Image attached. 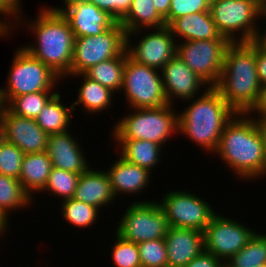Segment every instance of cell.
<instances>
[{"label": "cell", "instance_id": "1", "mask_svg": "<svg viewBox=\"0 0 266 267\" xmlns=\"http://www.w3.org/2000/svg\"><path fill=\"white\" fill-rule=\"evenodd\" d=\"M214 154L241 181L266 177L265 139L259 122L249 114L236 113L225 125Z\"/></svg>", "mask_w": 266, "mask_h": 267}, {"label": "cell", "instance_id": "2", "mask_svg": "<svg viewBox=\"0 0 266 267\" xmlns=\"http://www.w3.org/2000/svg\"><path fill=\"white\" fill-rule=\"evenodd\" d=\"M215 88L236 113H250L261 92L257 76L255 41L231 42L228 45L221 76Z\"/></svg>", "mask_w": 266, "mask_h": 267}, {"label": "cell", "instance_id": "3", "mask_svg": "<svg viewBox=\"0 0 266 267\" xmlns=\"http://www.w3.org/2000/svg\"><path fill=\"white\" fill-rule=\"evenodd\" d=\"M35 20L28 22L35 43L22 46L61 79L71 75L75 36L69 22L55 6H43ZM66 76V77H65Z\"/></svg>", "mask_w": 266, "mask_h": 267}, {"label": "cell", "instance_id": "4", "mask_svg": "<svg viewBox=\"0 0 266 267\" xmlns=\"http://www.w3.org/2000/svg\"><path fill=\"white\" fill-rule=\"evenodd\" d=\"M198 98L186 100L188 107L178 112V134L186 136L204 151L215 153L225 125L236 112L215 87L203 90Z\"/></svg>", "mask_w": 266, "mask_h": 267}, {"label": "cell", "instance_id": "5", "mask_svg": "<svg viewBox=\"0 0 266 267\" xmlns=\"http://www.w3.org/2000/svg\"><path fill=\"white\" fill-rule=\"evenodd\" d=\"M167 104L157 108L131 109L112 128L114 140H147L161 145L178 133V111ZM132 110H134L132 112Z\"/></svg>", "mask_w": 266, "mask_h": 267}, {"label": "cell", "instance_id": "6", "mask_svg": "<svg viewBox=\"0 0 266 267\" xmlns=\"http://www.w3.org/2000/svg\"><path fill=\"white\" fill-rule=\"evenodd\" d=\"M209 11L219 33L230 42L255 41L257 22L266 12L255 0H211Z\"/></svg>", "mask_w": 266, "mask_h": 267}, {"label": "cell", "instance_id": "7", "mask_svg": "<svg viewBox=\"0 0 266 267\" xmlns=\"http://www.w3.org/2000/svg\"><path fill=\"white\" fill-rule=\"evenodd\" d=\"M19 47L11 62L5 84L7 86L1 88L6 103L23 94L58 92L53 89L63 80L43 62L34 58L23 47Z\"/></svg>", "mask_w": 266, "mask_h": 267}, {"label": "cell", "instance_id": "8", "mask_svg": "<svg viewBox=\"0 0 266 267\" xmlns=\"http://www.w3.org/2000/svg\"><path fill=\"white\" fill-rule=\"evenodd\" d=\"M121 91L132 109L157 108L168 104L161 71L136 62L127 50Z\"/></svg>", "mask_w": 266, "mask_h": 267}, {"label": "cell", "instance_id": "9", "mask_svg": "<svg viewBox=\"0 0 266 267\" xmlns=\"http://www.w3.org/2000/svg\"><path fill=\"white\" fill-rule=\"evenodd\" d=\"M115 232L133 243L164 238L169 224L158 201L130 202Z\"/></svg>", "mask_w": 266, "mask_h": 267}, {"label": "cell", "instance_id": "10", "mask_svg": "<svg viewBox=\"0 0 266 267\" xmlns=\"http://www.w3.org/2000/svg\"><path fill=\"white\" fill-rule=\"evenodd\" d=\"M126 49V33L117 21L96 36L75 37L71 75L81 74L91 66L119 56Z\"/></svg>", "mask_w": 266, "mask_h": 267}, {"label": "cell", "instance_id": "11", "mask_svg": "<svg viewBox=\"0 0 266 267\" xmlns=\"http://www.w3.org/2000/svg\"><path fill=\"white\" fill-rule=\"evenodd\" d=\"M228 39L190 40L177 42V55L209 87H215L223 69Z\"/></svg>", "mask_w": 266, "mask_h": 267}, {"label": "cell", "instance_id": "12", "mask_svg": "<svg viewBox=\"0 0 266 267\" xmlns=\"http://www.w3.org/2000/svg\"><path fill=\"white\" fill-rule=\"evenodd\" d=\"M159 205L165 212L169 227L204 231L216 214L212 206L193 192L168 191Z\"/></svg>", "mask_w": 266, "mask_h": 267}, {"label": "cell", "instance_id": "13", "mask_svg": "<svg viewBox=\"0 0 266 267\" xmlns=\"http://www.w3.org/2000/svg\"><path fill=\"white\" fill-rule=\"evenodd\" d=\"M143 30L126 33L127 53L136 62L161 70L176 55L178 39H175L168 26L153 28V31L150 29L151 32L146 29L148 33L144 35ZM138 33H141V38L133 45L131 38L133 35L136 38Z\"/></svg>", "mask_w": 266, "mask_h": 267}, {"label": "cell", "instance_id": "14", "mask_svg": "<svg viewBox=\"0 0 266 267\" xmlns=\"http://www.w3.org/2000/svg\"><path fill=\"white\" fill-rule=\"evenodd\" d=\"M255 233L242 222L216 213L203 231L204 250L225 262L238 253Z\"/></svg>", "mask_w": 266, "mask_h": 267}, {"label": "cell", "instance_id": "15", "mask_svg": "<svg viewBox=\"0 0 266 267\" xmlns=\"http://www.w3.org/2000/svg\"><path fill=\"white\" fill-rule=\"evenodd\" d=\"M56 8L69 22L75 37L96 36L111 28L117 20L108 12L85 0H63Z\"/></svg>", "mask_w": 266, "mask_h": 267}, {"label": "cell", "instance_id": "16", "mask_svg": "<svg viewBox=\"0 0 266 267\" xmlns=\"http://www.w3.org/2000/svg\"><path fill=\"white\" fill-rule=\"evenodd\" d=\"M160 71L168 104L174 105L175 98L184 101L193 99L200 96L198 92L203 87L209 88L177 54Z\"/></svg>", "mask_w": 266, "mask_h": 267}, {"label": "cell", "instance_id": "17", "mask_svg": "<svg viewBox=\"0 0 266 267\" xmlns=\"http://www.w3.org/2000/svg\"><path fill=\"white\" fill-rule=\"evenodd\" d=\"M2 122L5 141L18 147L24 154L46 151L48 134L35 119L17 116L7 108Z\"/></svg>", "mask_w": 266, "mask_h": 267}, {"label": "cell", "instance_id": "18", "mask_svg": "<svg viewBox=\"0 0 266 267\" xmlns=\"http://www.w3.org/2000/svg\"><path fill=\"white\" fill-rule=\"evenodd\" d=\"M72 132L49 134L46 152L52 161V166L76 174L84 173L89 166L80 142L71 136Z\"/></svg>", "mask_w": 266, "mask_h": 267}, {"label": "cell", "instance_id": "19", "mask_svg": "<svg viewBox=\"0 0 266 267\" xmlns=\"http://www.w3.org/2000/svg\"><path fill=\"white\" fill-rule=\"evenodd\" d=\"M168 267H185L204 250L203 232L169 227L164 237Z\"/></svg>", "mask_w": 266, "mask_h": 267}, {"label": "cell", "instance_id": "20", "mask_svg": "<svg viewBox=\"0 0 266 267\" xmlns=\"http://www.w3.org/2000/svg\"><path fill=\"white\" fill-rule=\"evenodd\" d=\"M73 198L99 210L116 200L107 172L90 167L80 174Z\"/></svg>", "mask_w": 266, "mask_h": 267}, {"label": "cell", "instance_id": "21", "mask_svg": "<svg viewBox=\"0 0 266 267\" xmlns=\"http://www.w3.org/2000/svg\"><path fill=\"white\" fill-rule=\"evenodd\" d=\"M108 170H105L110 178V183L115 196L139 194L150 185V175L148 169L135 164L128 163L121 156L111 163ZM122 193V194H121Z\"/></svg>", "mask_w": 266, "mask_h": 267}, {"label": "cell", "instance_id": "22", "mask_svg": "<svg viewBox=\"0 0 266 267\" xmlns=\"http://www.w3.org/2000/svg\"><path fill=\"white\" fill-rule=\"evenodd\" d=\"M168 27L178 41L227 39L216 28L210 11L186 14L174 19ZM182 38V40H181Z\"/></svg>", "mask_w": 266, "mask_h": 267}, {"label": "cell", "instance_id": "23", "mask_svg": "<svg viewBox=\"0 0 266 267\" xmlns=\"http://www.w3.org/2000/svg\"><path fill=\"white\" fill-rule=\"evenodd\" d=\"M52 161L46 151L24 154L19 181L24 190L34 199L41 192L52 169Z\"/></svg>", "mask_w": 266, "mask_h": 267}, {"label": "cell", "instance_id": "24", "mask_svg": "<svg viewBox=\"0 0 266 267\" xmlns=\"http://www.w3.org/2000/svg\"><path fill=\"white\" fill-rule=\"evenodd\" d=\"M71 76L81 77L83 79L82 84L77 89V99L72 102L74 111H76V106L81 104L83 105L81 108L91 115L109 109L113 97L116 95L112 90L91 80L84 73L69 75L67 77Z\"/></svg>", "mask_w": 266, "mask_h": 267}, {"label": "cell", "instance_id": "25", "mask_svg": "<svg viewBox=\"0 0 266 267\" xmlns=\"http://www.w3.org/2000/svg\"><path fill=\"white\" fill-rule=\"evenodd\" d=\"M120 150L119 156L128 163L148 169L151 173L162 159V146L147 140H114ZM121 147V148H120ZM161 152V153H160Z\"/></svg>", "mask_w": 266, "mask_h": 267}, {"label": "cell", "instance_id": "26", "mask_svg": "<svg viewBox=\"0 0 266 267\" xmlns=\"http://www.w3.org/2000/svg\"><path fill=\"white\" fill-rule=\"evenodd\" d=\"M61 98L60 92H57L35 119L38 126L48 135L69 131L68 127L71 126V120L74 118L72 104L66 107L61 102Z\"/></svg>", "mask_w": 266, "mask_h": 267}, {"label": "cell", "instance_id": "27", "mask_svg": "<svg viewBox=\"0 0 266 267\" xmlns=\"http://www.w3.org/2000/svg\"><path fill=\"white\" fill-rule=\"evenodd\" d=\"M119 23L124 27L125 33L166 26L165 19L157 12L153 0H132L129 11Z\"/></svg>", "mask_w": 266, "mask_h": 267}, {"label": "cell", "instance_id": "28", "mask_svg": "<svg viewBox=\"0 0 266 267\" xmlns=\"http://www.w3.org/2000/svg\"><path fill=\"white\" fill-rule=\"evenodd\" d=\"M34 199L24 190L21 182L10 176L0 174V215L9 222L14 210L32 206Z\"/></svg>", "mask_w": 266, "mask_h": 267}, {"label": "cell", "instance_id": "29", "mask_svg": "<svg viewBox=\"0 0 266 267\" xmlns=\"http://www.w3.org/2000/svg\"><path fill=\"white\" fill-rule=\"evenodd\" d=\"M125 63L126 49L117 57L91 66L84 74L114 93L121 92Z\"/></svg>", "mask_w": 266, "mask_h": 267}, {"label": "cell", "instance_id": "30", "mask_svg": "<svg viewBox=\"0 0 266 267\" xmlns=\"http://www.w3.org/2000/svg\"><path fill=\"white\" fill-rule=\"evenodd\" d=\"M266 264V234L256 232L249 242L225 261V267H255Z\"/></svg>", "mask_w": 266, "mask_h": 267}, {"label": "cell", "instance_id": "31", "mask_svg": "<svg viewBox=\"0 0 266 267\" xmlns=\"http://www.w3.org/2000/svg\"><path fill=\"white\" fill-rule=\"evenodd\" d=\"M61 214L64 221L77 228L91 227L96 223L99 209L74 198L61 200Z\"/></svg>", "mask_w": 266, "mask_h": 267}, {"label": "cell", "instance_id": "32", "mask_svg": "<svg viewBox=\"0 0 266 267\" xmlns=\"http://www.w3.org/2000/svg\"><path fill=\"white\" fill-rule=\"evenodd\" d=\"M56 93L57 92H36L23 94L21 96L14 97L8 103L7 108L17 116L36 119L47 102Z\"/></svg>", "mask_w": 266, "mask_h": 267}, {"label": "cell", "instance_id": "33", "mask_svg": "<svg viewBox=\"0 0 266 267\" xmlns=\"http://www.w3.org/2000/svg\"><path fill=\"white\" fill-rule=\"evenodd\" d=\"M80 174L52 167L47 183L42 192L61 197L62 200L73 198Z\"/></svg>", "mask_w": 266, "mask_h": 267}, {"label": "cell", "instance_id": "34", "mask_svg": "<svg viewBox=\"0 0 266 267\" xmlns=\"http://www.w3.org/2000/svg\"><path fill=\"white\" fill-rule=\"evenodd\" d=\"M115 235L111 249L114 267H141L138 244L122 238L116 232Z\"/></svg>", "mask_w": 266, "mask_h": 267}, {"label": "cell", "instance_id": "35", "mask_svg": "<svg viewBox=\"0 0 266 267\" xmlns=\"http://www.w3.org/2000/svg\"><path fill=\"white\" fill-rule=\"evenodd\" d=\"M141 267H168L165 239L138 243Z\"/></svg>", "mask_w": 266, "mask_h": 267}, {"label": "cell", "instance_id": "36", "mask_svg": "<svg viewBox=\"0 0 266 267\" xmlns=\"http://www.w3.org/2000/svg\"><path fill=\"white\" fill-rule=\"evenodd\" d=\"M24 153L12 143L0 145V174L19 180Z\"/></svg>", "mask_w": 266, "mask_h": 267}, {"label": "cell", "instance_id": "37", "mask_svg": "<svg viewBox=\"0 0 266 267\" xmlns=\"http://www.w3.org/2000/svg\"><path fill=\"white\" fill-rule=\"evenodd\" d=\"M210 2L211 0H171L170 10L165 18L166 26L183 15L209 11Z\"/></svg>", "mask_w": 266, "mask_h": 267}, {"label": "cell", "instance_id": "38", "mask_svg": "<svg viewBox=\"0 0 266 267\" xmlns=\"http://www.w3.org/2000/svg\"><path fill=\"white\" fill-rule=\"evenodd\" d=\"M21 5H22L21 0H0V16L1 15L4 16V17H2V16L0 17L1 18L0 19V28L4 32H7L10 34V33H12V31L14 29L19 27L18 26L19 23L22 22L21 21L22 16H20V15H23ZM3 18H5V19H3ZM8 18L9 19L11 18V21L8 20ZM13 20H14V22H12ZM14 25H15V27H14ZM16 25H17V27H16Z\"/></svg>", "mask_w": 266, "mask_h": 267}, {"label": "cell", "instance_id": "39", "mask_svg": "<svg viewBox=\"0 0 266 267\" xmlns=\"http://www.w3.org/2000/svg\"><path fill=\"white\" fill-rule=\"evenodd\" d=\"M93 3L99 9L108 12L117 21H120L129 11L132 0H85Z\"/></svg>", "mask_w": 266, "mask_h": 267}, {"label": "cell", "instance_id": "40", "mask_svg": "<svg viewBox=\"0 0 266 267\" xmlns=\"http://www.w3.org/2000/svg\"><path fill=\"white\" fill-rule=\"evenodd\" d=\"M185 267H225V262L214 256L213 254L203 250Z\"/></svg>", "mask_w": 266, "mask_h": 267}, {"label": "cell", "instance_id": "41", "mask_svg": "<svg viewBox=\"0 0 266 267\" xmlns=\"http://www.w3.org/2000/svg\"><path fill=\"white\" fill-rule=\"evenodd\" d=\"M257 76L261 87L266 86V51L255 42Z\"/></svg>", "mask_w": 266, "mask_h": 267}, {"label": "cell", "instance_id": "42", "mask_svg": "<svg viewBox=\"0 0 266 267\" xmlns=\"http://www.w3.org/2000/svg\"><path fill=\"white\" fill-rule=\"evenodd\" d=\"M252 112L255 116L251 114ZM249 115L253 116L258 122H266V86L261 87L259 100L255 107L250 111Z\"/></svg>", "mask_w": 266, "mask_h": 267}, {"label": "cell", "instance_id": "43", "mask_svg": "<svg viewBox=\"0 0 266 267\" xmlns=\"http://www.w3.org/2000/svg\"><path fill=\"white\" fill-rule=\"evenodd\" d=\"M157 12L165 19L168 16L171 0H153Z\"/></svg>", "mask_w": 266, "mask_h": 267}, {"label": "cell", "instance_id": "44", "mask_svg": "<svg viewBox=\"0 0 266 267\" xmlns=\"http://www.w3.org/2000/svg\"><path fill=\"white\" fill-rule=\"evenodd\" d=\"M265 17H266V12H265L263 18H265ZM255 42H256L262 49H264V50L266 51V29H265V31H262V33H261V30H260V32H259V34H258V36H257V38H256V40H255Z\"/></svg>", "mask_w": 266, "mask_h": 267}, {"label": "cell", "instance_id": "45", "mask_svg": "<svg viewBox=\"0 0 266 267\" xmlns=\"http://www.w3.org/2000/svg\"><path fill=\"white\" fill-rule=\"evenodd\" d=\"M5 102H6V99H5L3 91L1 90V87H0V120H2V118L5 114V111L7 110L8 104Z\"/></svg>", "mask_w": 266, "mask_h": 267}, {"label": "cell", "instance_id": "46", "mask_svg": "<svg viewBox=\"0 0 266 267\" xmlns=\"http://www.w3.org/2000/svg\"><path fill=\"white\" fill-rule=\"evenodd\" d=\"M5 141V135H4V125L2 120H0V145Z\"/></svg>", "mask_w": 266, "mask_h": 267}, {"label": "cell", "instance_id": "47", "mask_svg": "<svg viewBox=\"0 0 266 267\" xmlns=\"http://www.w3.org/2000/svg\"><path fill=\"white\" fill-rule=\"evenodd\" d=\"M259 125L262 129V133L265 139V149H266V122H259Z\"/></svg>", "mask_w": 266, "mask_h": 267}, {"label": "cell", "instance_id": "48", "mask_svg": "<svg viewBox=\"0 0 266 267\" xmlns=\"http://www.w3.org/2000/svg\"><path fill=\"white\" fill-rule=\"evenodd\" d=\"M0 226L6 231L8 228V222L0 215Z\"/></svg>", "mask_w": 266, "mask_h": 267}, {"label": "cell", "instance_id": "49", "mask_svg": "<svg viewBox=\"0 0 266 267\" xmlns=\"http://www.w3.org/2000/svg\"><path fill=\"white\" fill-rule=\"evenodd\" d=\"M266 10V0H255Z\"/></svg>", "mask_w": 266, "mask_h": 267}, {"label": "cell", "instance_id": "50", "mask_svg": "<svg viewBox=\"0 0 266 267\" xmlns=\"http://www.w3.org/2000/svg\"><path fill=\"white\" fill-rule=\"evenodd\" d=\"M6 234V231L0 226V237Z\"/></svg>", "mask_w": 266, "mask_h": 267}, {"label": "cell", "instance_id": "51", "mask_svg": "<svg viewBox=\"0 0 266 267\" xmlns=\"http://www.w3.org/2000/svg\"><path fill=\"white\" fill-rule=\"evenodd\" d=\"M255 267H266V264H262V265L255 266Z\"/></svg>", "mask_w": 266, "mask_h": 267}]
</instances>
